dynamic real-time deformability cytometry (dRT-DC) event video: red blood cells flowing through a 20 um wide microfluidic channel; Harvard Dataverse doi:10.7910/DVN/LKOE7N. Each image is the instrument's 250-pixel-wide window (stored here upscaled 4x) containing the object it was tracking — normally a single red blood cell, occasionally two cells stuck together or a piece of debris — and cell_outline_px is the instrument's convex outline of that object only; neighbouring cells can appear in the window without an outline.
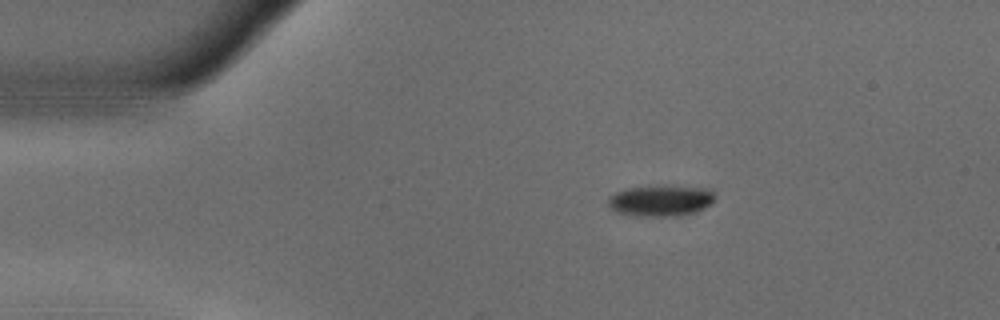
{"species": "common noctule bat (a hibernating species)", "species_latin": "Nyctalus noctula", "temperature_condition": "warm", "stored_images_in_passage": 54, "camera_frame_rate_fps": 3000, "um_per_image_px": 0.085, "animal": {"sex": "male", "body_mass_g": 18.8}, "frame": {"image": 1, "passage_image": 9, "time_ms": 2.667, "image_size_px": [1000, 320], "cell_outline_px": [[716, 200], [704, 208], [696, 212], [676, 216], [640, 216], [616, 212], [608, 204], [608, 196], [616, 192], [628, 188], [712, 188], [716, 196]], "centroid_in_image_um": [56.19, 17.09], "position_along_channel_um": 28.8, "area_um2": 18.73}}
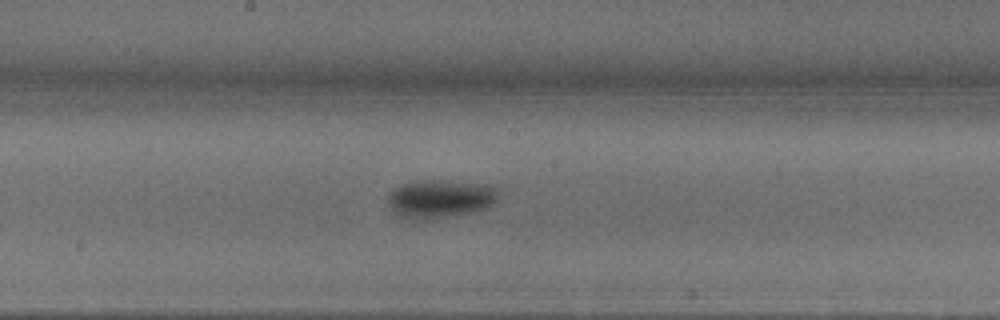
{"frame": {"image": 2, "passage_image": 28, "time_ms": 9.0, "image_size_px": [1000, 320], "cell_outline_px": [[496, 200], [488, 208], [468, 212], [424, 220], [412, 220], [400, 216], [392, 212], [388, 204], [388, 196], [400, 184], [416, 180], [448, 180], [488, 184], [496, 188]], "centroid_in_image_um": [37.37, 16.88], "position_along_channel_um": 210.8, "area_um2": 24.68}}
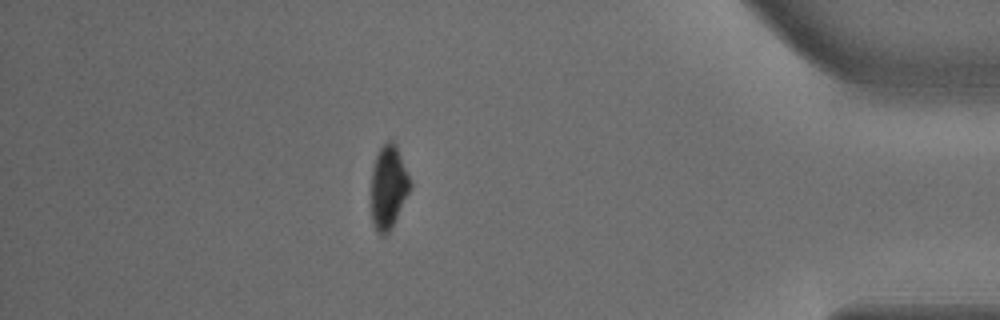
{"frame": {"image": 3, "passage_image": 47, "time_ms": 15.333, "image_size_px": [1000, 320], "cell_outline_px": [[412, 188], [392, 228], [384, 236], [380, 236], [372, 220], [372, 168], [376, 156], [380, 148], [388, 140], [392, 140], [396, 144], [412, 180]], "centroid_in_image_um": [33.06, 15.89], "position_along_channel_um": 402.1, "area_um2": 19.19}, "authors_computed_cell_mechanics": {"area_um2": 21.3282, "velocity_mm_per_s": 3.6931, "shape_relaxation_time_tau1_ms": 3.3859, "shape_relaxation_time_tau2_ms": null, "deformation_change_tau1": 0.1545, "deformation_change_tau2": null}}